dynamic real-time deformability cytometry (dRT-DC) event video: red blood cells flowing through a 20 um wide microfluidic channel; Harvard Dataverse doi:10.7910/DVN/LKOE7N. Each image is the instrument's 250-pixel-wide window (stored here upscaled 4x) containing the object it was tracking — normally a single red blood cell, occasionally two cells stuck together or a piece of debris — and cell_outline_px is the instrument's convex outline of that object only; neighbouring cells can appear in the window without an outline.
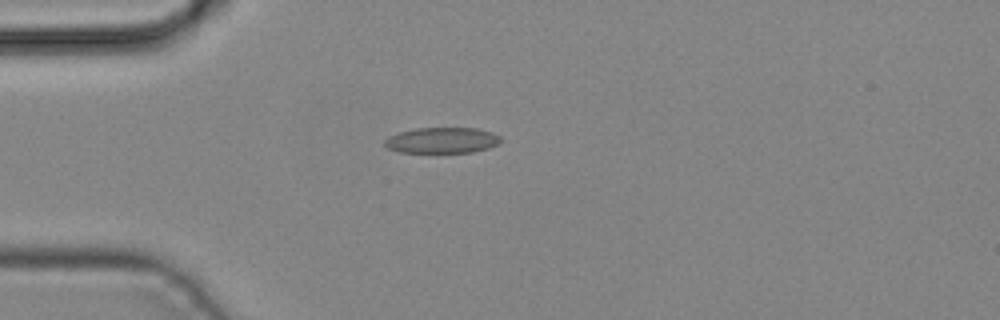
{"species": "common noctule bat (a hibernating species)", "species_latin": "Nyctalus noctula", "temperature_condition": "cold", "stored_images_in_passage": 2, "camera_frame_rate_fps": 3000, "um_per_image_px": 0.085, "animal": {"sex": "male", "body_mass_g": 19.2, "forearm_length_mm": 51.8}, "frame": {"image": 1, "passage_image": 2, "time_ms": 0.333, "image_size_px": [1000, 320], "cell_outline_px": [[500, 144], [488, 148], [472, 152], [400, 152], [388, 148], [384, 144], [384, 140], [388, 136], [400, 132], [416, 128], [476, 128], [492, 132], [500, 136]], "centroid_in_image_um": [37.58, 11.92], "position_along_channel_um": 47.4, "area_um2": 17.4}}